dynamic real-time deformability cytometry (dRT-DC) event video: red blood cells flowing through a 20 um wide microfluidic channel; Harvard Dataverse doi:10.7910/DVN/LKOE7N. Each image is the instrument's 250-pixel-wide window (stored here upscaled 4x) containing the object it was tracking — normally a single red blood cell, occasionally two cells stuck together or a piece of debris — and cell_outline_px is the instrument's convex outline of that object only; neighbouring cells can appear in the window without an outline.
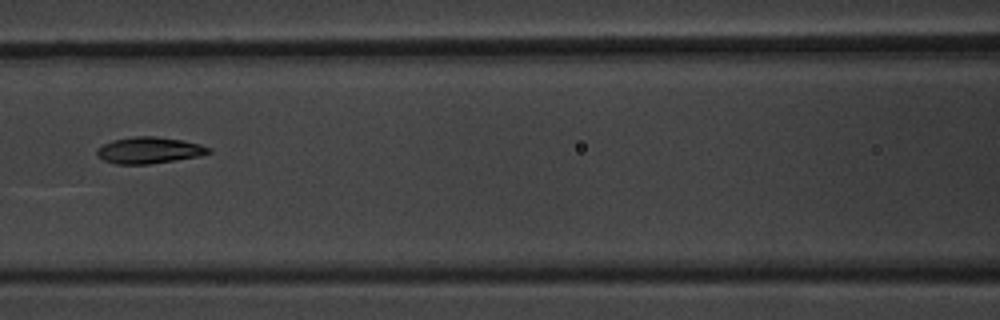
{"species": "common noctule bat (a hibernating species)", "species_latin": "Nyctalus noctula", "temperature_condition": "warm", "stored_images_in_passage": 6, "camera_frame_rate_fps": 3000, "um_per_image_px": 0.085, "animal": {"sex": "male", "body_mass_g": 20.1, "forearm_length_mm": 53.5}, "frame": {"image": 1, "passage_image": 6, "time_ms": 6.0, "image_size_px": [1000, 320], "cell_outline_px": [[212, 152], [200, 156], [176, 160], [148, 164], [116, 164], [104, 160], [96, 156], [96, 148], [112, 140], [132, 136], [156, 136], [184, 140], [200, 144], [212, 148]], "centroid_in_image_um": [12.68, 12.76], "position_along_channel_um": 153.9, "area_um2": 17.46}}